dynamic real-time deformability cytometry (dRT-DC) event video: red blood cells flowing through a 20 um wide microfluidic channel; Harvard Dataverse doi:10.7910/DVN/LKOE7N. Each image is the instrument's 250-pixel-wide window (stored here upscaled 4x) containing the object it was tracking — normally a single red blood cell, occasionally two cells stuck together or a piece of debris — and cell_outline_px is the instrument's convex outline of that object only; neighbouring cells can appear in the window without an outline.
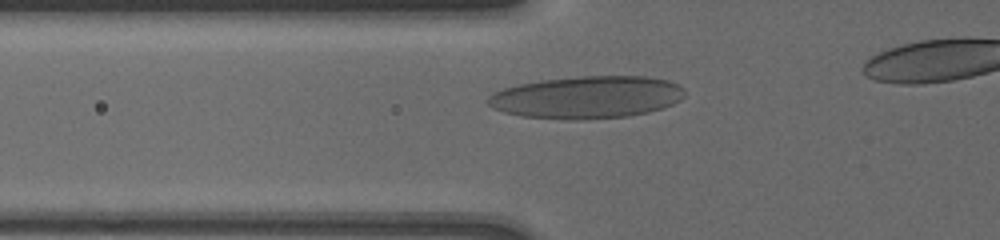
{"species": "human", "species_latin": "Homo sapiens", "temperature_condition": "cold", "stored_images_in_passage": 36, "camera_frame_rate_fps": 3000, "um_per_image_px": 0.085, "donor": {"sex": "male"}, "frame": {"image": 1, "passage_image": 7, "time_ms": 2.0, "image_size_px": [1000, 240], "cell_outline_px": [[684, 96], [680, 100], [672, 104], [648, 112], [628, 116], [572, 120], [520, 116], [504, 112], [492, 108], [488, 104], [488, 96], [492, 92], [516, 84], [540, 80], [580, 76], [644, 76], [668, 80], [684, 88]], "centroid_in_image_um": [49.85, 8.26], "position_along_channel_um": 76.0, "area_um2": 48.67}}
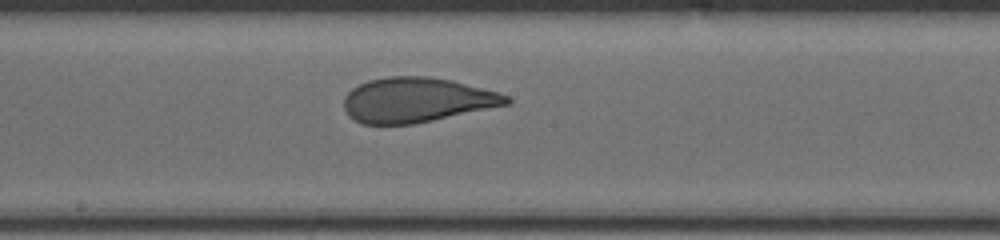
{"frame": {"image": 2, "passage_image": 18, "time_ms": 5.667, "image_size_px": [1000, 240], "cell_outline_px": [[512, 104], [412, 124], [364, 124], [348, 116], [344, 108], [344, 96], [352, 88], [368, 80], [388, 76], [428, 76], [452, 80], [496, 92], [508, 96], [512, 100]], "centroid_in_image_um": [35.41, 8.49], "position_along_channel_um": 212.8, "area_um2": 42.37}}
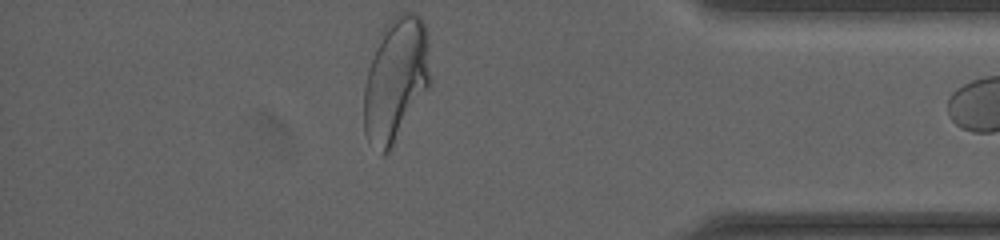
{"frame": {"image": 3, "passage_image": 35, "time_ms": 11.333, "image_size_px": [1000, 240], "cell_outline_px": [[432, 84], [388, 152], [384, 156], [380, 156], [368, 140], [364, 132], [364, 88], [368, 68], [384, 28], [400, 12], [416, 12], [420, 16], [428, 32], [432, 80]], "centroid_in_image_um": [33.69, 6.78], "position_along_channel_um": 401.5, "area_um2": 48.32}}